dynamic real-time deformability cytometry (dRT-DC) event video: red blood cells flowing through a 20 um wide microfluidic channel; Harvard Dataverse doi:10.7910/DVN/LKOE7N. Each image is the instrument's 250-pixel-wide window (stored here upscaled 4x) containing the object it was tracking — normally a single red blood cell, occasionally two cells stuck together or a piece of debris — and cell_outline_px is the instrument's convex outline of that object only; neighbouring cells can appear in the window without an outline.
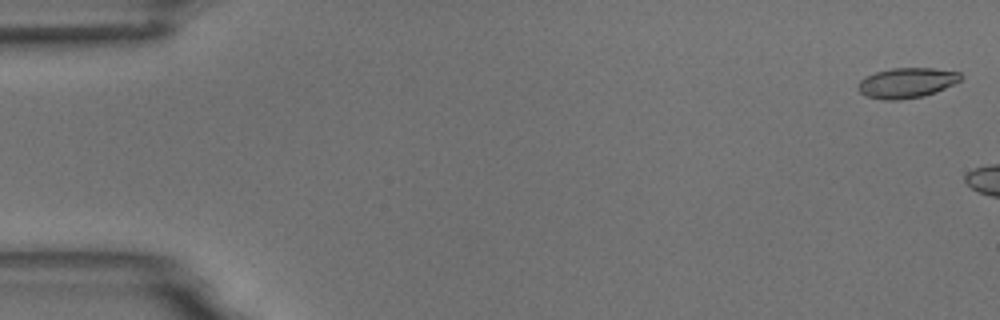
{"species": "common noctule bat (a hibernating species)", "species_latin": "Nyctalus noctula", "temperature_condition": "room temperature", "stored_images_in_passage": 3, "camera_frame_rate_fps": 3000, "um_per_image_px": 0.085, "animal": {"sex": "male", "body_mass_g": 18.8}, "frame": {"image": 1, "passage_image": 1, "time_ms": 0.0, "image_size_px": [1000, 320], "cell_outline_px": [[964, 76], [960, 80], [936, 92], [924, 96], [900, 100], [884, 100], [868, 96], [860, 92], [856, 88], [856, 84], [860, 80], [876, 72], [892, 68], [932, 68], [960, 72]], "centroid_in_image_um": [77.07, 7.04], "position_along_channel_um": 7.9, "area_um2": 18.03}}